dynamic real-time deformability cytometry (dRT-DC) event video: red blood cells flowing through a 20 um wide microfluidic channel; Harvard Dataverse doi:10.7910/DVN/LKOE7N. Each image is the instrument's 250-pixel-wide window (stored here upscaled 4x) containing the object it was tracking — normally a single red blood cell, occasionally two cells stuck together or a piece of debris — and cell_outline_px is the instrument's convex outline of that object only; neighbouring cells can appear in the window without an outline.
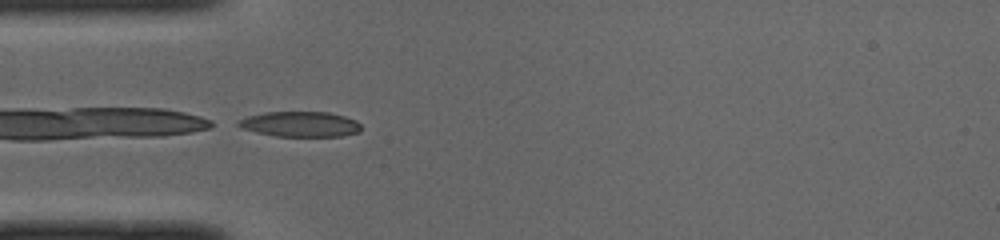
{"species": "common noctule bat (a hibernating species)", "species_latin": "Nyctalus noctula", "temperature_condition": "cold", "stored_images_in_passage": 35, "camera_frame_rate_fps": 3000, "um_per_image_px": 0.085, "animal": {"sex": "male", "body_mass_g": 19.0, "forearm_length_mm": 50.8}, "frame": {"image": 1, "passage_image": 1, "time_ms": 0.0, "image_size_px": [1000, 240], "cell_outline_px": [[360, 132], [344, 136], [276, 136], [256, 132], [240, 128], [236, 124], [236, 120], [248, 116], [264, 112], [328, 112], [344, 116], [356, 120], [360, 124]], "centroid_in_image_um": [25.5, 10.55], "position_along_channel_um": 59.5, "area_um2": 18.21}}
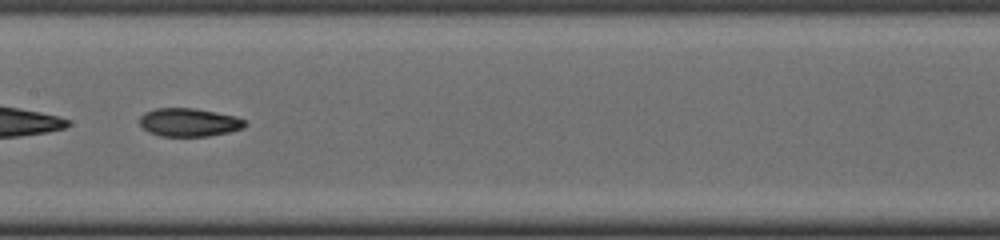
{"frame": {"image": 2, "passage_image": 11, "time_ms": 3.333, "image_size_px": [1000, 240], "cell_outline_px": [[248, 124], [244, 128], [228, 132], [208, 136], [160, 136], [148, 132], [140, 124], [140, 116], [144, 112], [156, 108], [196, 108], [236, 116], [244, 120]], "centroid_in_image_um": [16.07, 10.39], "position_along_channel_um": 191.3, "area_um2": 17.46}}
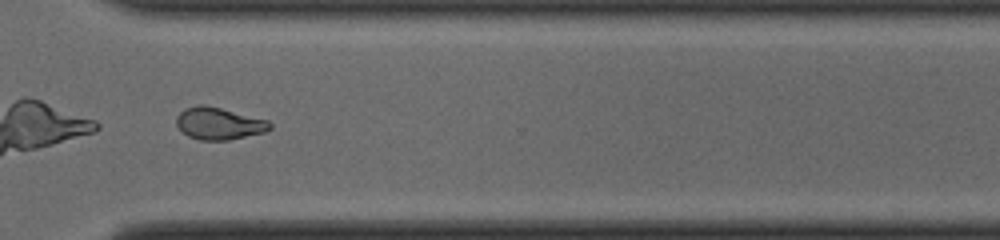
{"frame": {"image": 3, "passage_image": 23, "time_ms": 7.333, "image_size_px": [1000, 240], "cell_outline_px": [[272, 128], [264, 132], [228, 140], [200, 140], [188, 136], [176, 124], [176, 116], [184, 108], [196, 104], [204, 104], [268, 120], [272, 124]], "centroid_in_image_um": [18.59, 10.49], "position_along_channel_um": 352.0, "area_um2": 17.46}, "authors_computed_cell_mechanics": {"area_um2": 17.5712, "velocity_mm_per_s": 4.0044, "shape_relaxation_time_tau1_ms": null, "shape_relaxation_time_tau2_ms": 2.5035, "deformation_change_tau1": null, "deformation_change_tau2": 0.0871}}